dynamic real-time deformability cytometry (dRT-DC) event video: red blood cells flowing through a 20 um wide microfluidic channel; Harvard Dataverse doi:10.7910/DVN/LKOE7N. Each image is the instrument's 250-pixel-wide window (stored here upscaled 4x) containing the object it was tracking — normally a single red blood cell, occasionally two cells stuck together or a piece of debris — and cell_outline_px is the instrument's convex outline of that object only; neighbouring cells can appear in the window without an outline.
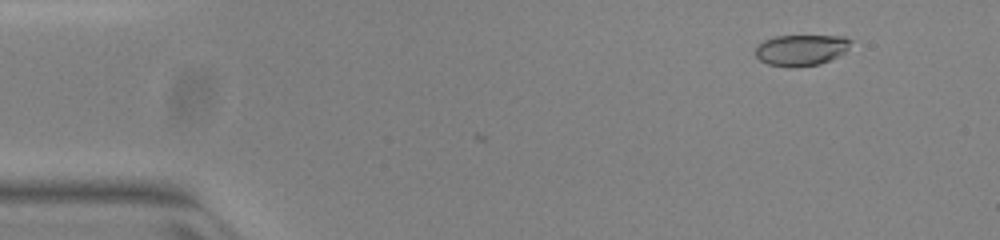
{"species": "common noctule bat (a hibernating species)", "species_latin": "Nyctalus noctula", "temperature_condition": "warm", "stored_images_in_passage": 3, "camera_frame_rate_fps": 3000, "um_per_image_px": 0.085, "animal": {"sex": "female", "body_mass_g": 23.0, "forearm_length_mm": 53.4}, "frame": {"image": 1, "passage_image": 3, "time_ms": 0.667, "image_size_px": [1000, 240], "cell_outline_px": [[852, 40], [848, 48], [844, 52], [820, 64], [792, 68], [788, 68], [768, 64], [760, 60], [756, 56], [756, 48], [764, 40], [776, 36], [844, 36]], "centroid_in_image_um": [68.08, 4.26], "position_along_channel_um": 16.9, "area_um2": 17.17}}